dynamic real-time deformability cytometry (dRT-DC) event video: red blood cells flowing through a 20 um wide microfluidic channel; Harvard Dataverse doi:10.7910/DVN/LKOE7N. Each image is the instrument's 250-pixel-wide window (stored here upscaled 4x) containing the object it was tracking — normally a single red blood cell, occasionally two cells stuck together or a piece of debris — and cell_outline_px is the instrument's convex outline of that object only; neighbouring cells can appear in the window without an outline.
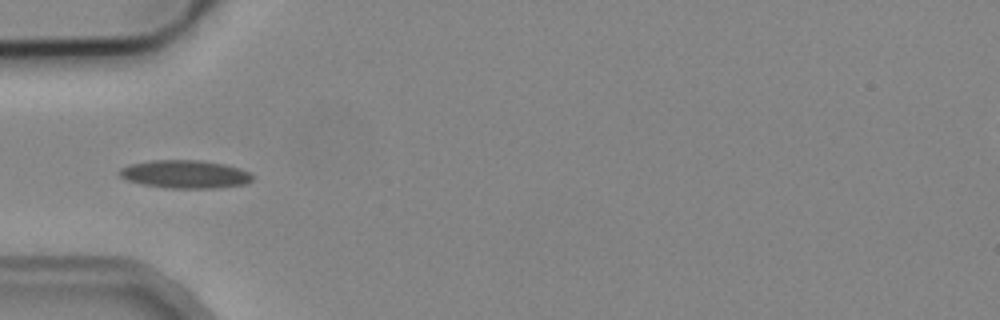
{"species": "common noctule bat (a hibernating species)", "species_latin": "Nyctalus noctula", "temperature_condition": "cold", "stored_images_in_passage": 8, "camera_frame_rate_fps": 3000, "um_per_image_px": 0.085, "animal": {"sex": "male", "body_mass_g": 19.2, "forearm_length_mm": 51.8}, "frame": {"image": 1, "passage_image": 5, "time_ms": 5.667, "image_size_px": [1000, 320], "cell_outline_px": [[252, 180], [244, 184], [216, 188], [168, 188], [144, 184], [128, 180], [120, 176], [120, 168], [128, 164], [152, 160], [200, 160], [224, 164], [240, 168], [248, 172], [252, 176]], "centroid_in_image_um": [15.72, 14.8], "position_along_channel_um": 69.3, "area_um2": 21.62}}